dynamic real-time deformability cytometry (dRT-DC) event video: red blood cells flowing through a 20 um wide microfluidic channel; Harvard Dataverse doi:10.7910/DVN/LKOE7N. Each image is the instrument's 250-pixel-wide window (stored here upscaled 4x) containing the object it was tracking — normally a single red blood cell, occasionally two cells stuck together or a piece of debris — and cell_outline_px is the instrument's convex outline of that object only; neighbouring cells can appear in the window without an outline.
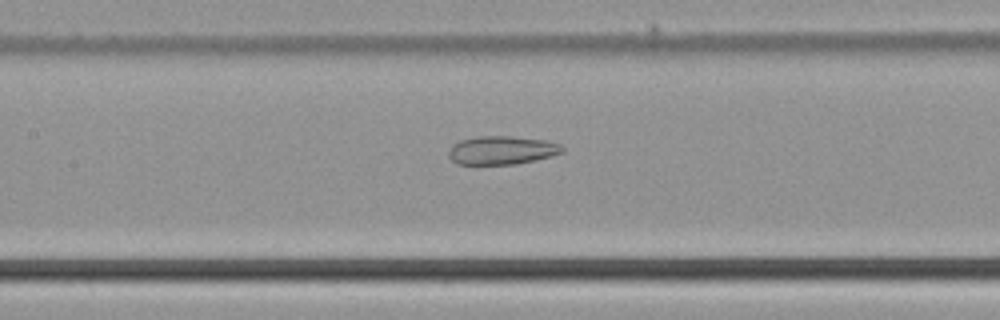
{"species": "common noctule bat (a hibernating species)", "species_latin": "Nyctalus noctula", "temperature_condition": "cold", "stored_images_in_passage": 51, "camera_frame_rate_fps": 3000, "um_per_image_px": 0.085, "animal": {"sex": "male", "body_mass_g": 21.5, "forearm_length_mm": 52.0}, "frame": {"image": 1, "passage_image": 24, "time_ms": 7.667, "image_size_px": [1000, 320], "cell_outline_px": [[564, 152], [552, 156], [516, 164], [456, 164], [448, 156], [448, 152], [452, 144], [460, 140], [476, 136], [512, 136], [548, 140], [560, 144], [564, 148]], "centroid_in_image_um": [42.66, 12.76], "position_along_channel_um": 164.7, "area_um2": 19.07}}
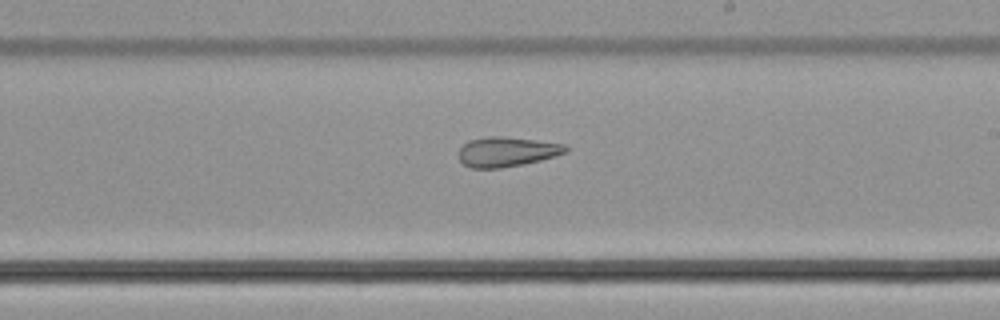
{"frame": {"image": 2, "passage_image": 30, "time_ms": 9.667, "image_size_px": [1000, 320], "cell_outline_px": [[568, 152], [556, 156], [524, 164], [500, 168], [472, 168], [464, 164], [460, 160], [460, 148], [468, 140], [488, 136], [504, 136], [568, 144]], "centroid_in_image_um": [43.13, 12.89], "position_along_channel_um": 245.9, "area_um2": 18.67}}
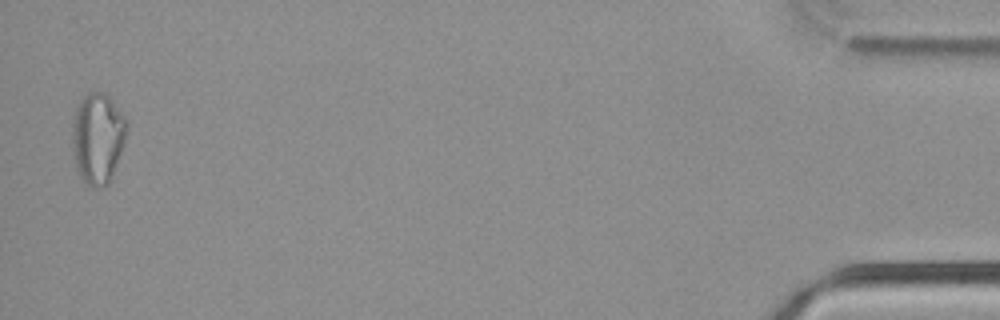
{"frame": {"image": 3, "passage_image": 50, "time_ms": 16.333, "image_size_px": [1000, 320], "cell_outline_px": [[128, 128], [124, 144], [112, 176], [108, 184], [104, 188], [92, 188], [84, 184], [76, 168], [72, 140], [72, 116], [76, 104], [88, 92], [104, 92], [112, 100], [128, 120]], "centroid_in_image_um": [8.3, 11.74], "position_along_channel_um": 426.9, "area_um2": 29.48}}